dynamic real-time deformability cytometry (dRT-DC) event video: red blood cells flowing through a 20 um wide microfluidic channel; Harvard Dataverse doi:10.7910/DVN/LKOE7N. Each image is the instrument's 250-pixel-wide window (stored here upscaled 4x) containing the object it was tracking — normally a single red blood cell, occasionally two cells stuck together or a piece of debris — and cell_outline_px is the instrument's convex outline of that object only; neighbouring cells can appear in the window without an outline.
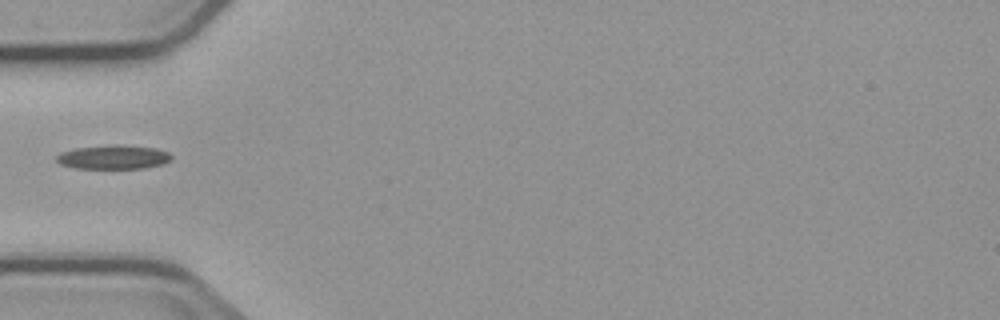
{"species": "common noctule bat (a hibernating species)", "species_latin": "Nyctalus noctula", "temperature_condition": "cold", "stored_images_in_passage": 4, "camera_frame_rate_fps": 3000, "um_per_image_px": 0.085, "animal": {"sex": "male", "body_mass_g": 23.1, "forearm_length_mm": 52.7}, "frame": {"image": 1, "passage_image": 3, "time_ms": 2.333, "image_size_px": [1000, 320], "cell_outline_px": [[172, 160], [160, 164], [144, 168], [76, 168], [64, 164], [56, 160], [56, 156], [60, 152], [76, 148], [116, 144], [156, 148], [168, 152], [172, 156]], "centroid_in_image_um": [9.66, 13.34], "position_along_channel_um": 75.3, "area_um2": 15.9}}
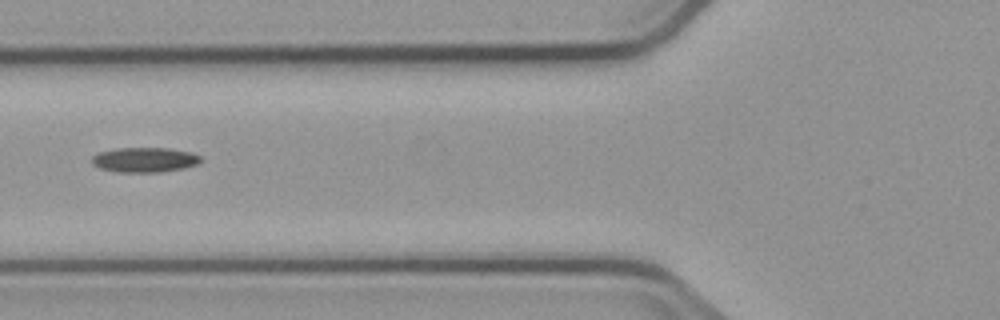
{"frame": {"image": 2, "passage_image": 4, "time_ms": 3.333, "image_size_px": [1000, 320], "cell_outline_px": [[204, 160], [196, 164], [184, 168], [160, 172], [120, 172], [100, 168], [92, 164], [92, 156], [100, 152], [116, 148], [168, 148], [192, 152], [200, 156]], "centroid_in_image_um": [12.32, 13.58], "position_along_channel_um": 113.5, "area_um2": 15.78}}